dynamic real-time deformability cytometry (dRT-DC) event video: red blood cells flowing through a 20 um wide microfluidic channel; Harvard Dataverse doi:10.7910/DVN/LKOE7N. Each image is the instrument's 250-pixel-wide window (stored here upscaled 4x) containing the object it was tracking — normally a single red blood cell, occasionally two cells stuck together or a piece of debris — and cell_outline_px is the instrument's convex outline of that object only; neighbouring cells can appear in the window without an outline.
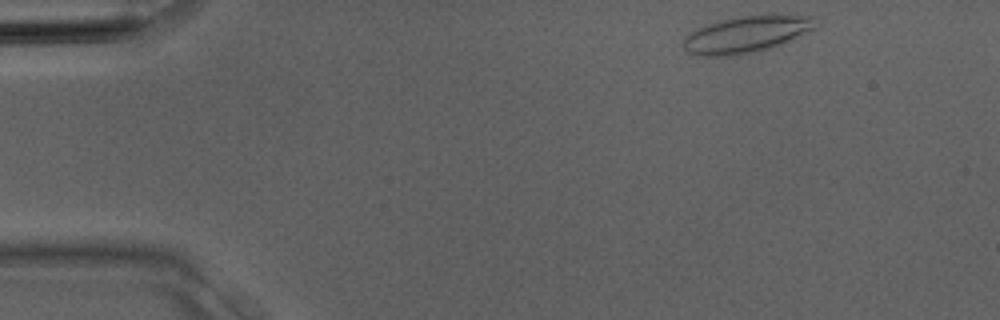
{"species": "Egyptian fruit bat (a non-hibernating species)", "species_latin": "Rousettus aegyptiacus", "temperature_condition": "room temperature", "stored_images_in_passage": 2, "camera_frame_rate_fps": 3000, "um_per_image_px": 0.085, "animal": {"sex": "male"}, "frame": {"image": 1, "passage_image": 1, "time_ms": 0.0, "image_size_px": [1000, 320], "cell_outline_px": [[816, 16], [812, 28], [792, 40], [756, 52], [728, 56], [696, 56], [688, 52], [684, 48], [684, 40], [696, 28], [720, 20], [740, 16], [772, 12]], "centroid_in_image_um": [63.47, 2.88], "position_along_channel_um": 21.5, "area_um2": 28.55}}